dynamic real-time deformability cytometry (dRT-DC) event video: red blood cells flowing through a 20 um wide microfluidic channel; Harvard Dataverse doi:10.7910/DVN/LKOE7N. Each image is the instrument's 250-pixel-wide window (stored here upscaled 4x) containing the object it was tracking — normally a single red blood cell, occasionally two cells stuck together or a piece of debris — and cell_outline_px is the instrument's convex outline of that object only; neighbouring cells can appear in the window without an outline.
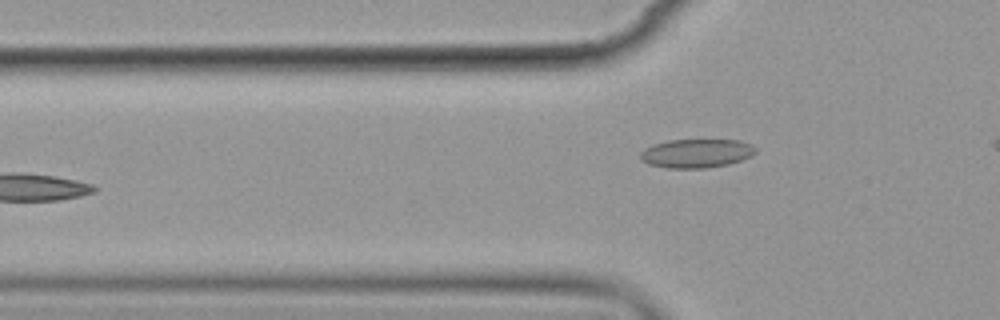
{"species": "common noctule bat (a hibernating species)", "species_latin": "Nyctalus noctula", "temperature_condition": "cold", "stored_images_in_passage": 4, "camera_frame_rate_fps": 3000, "um_per_image_px": 0.085, "animal": {"sex": "female", "body_mass_g": 19.9}, "frame": {"image": 1, "passage_image": 4, "time_ms": 3.667, "image_size_px": [1000, 320], "cell_outline_px": [[756, 152], [752, 156], [728, 164], [704, 168], [668, 168], [648, 164], [640, 160], [640, 152], [644, 148], [652, 144], [668, 140], [740, 140], [752, 144], [756, 148]], "centroid_in_image_um": [59.18, 13.03], "position_along_channel_um": 66.6, "area_um2": 19.48}}